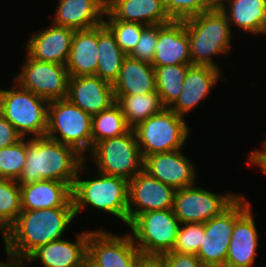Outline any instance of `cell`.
<instances>
[{"label":"cell","mask_w":266,"mask_h":267,"mask_svg":"<svg viewBox=\"0 0 266 267\" xmlns=\"http://www.w3.org/2000/svg\"><path fill=\"white\" fill-rule=\"evenodd\" d=\"M45 136L75 148L80 154L92 151V116L67 98L49 101Z\"/></svg>","instance_id":"6"},{"label":"cell","mask_w":266,"mask_h":267,"mask_svg":"<svg viewBox=\"0 0 266 267\" xmlns=\"http://www.w3.org/2000/svg\"><path fill=\"white\" fill-rule=\"evenodd\" d=\"M106 0H59L53 24L74 30L97 27L104 22Z\"/></svg>","instance_id":"22"},{"label":"cell","mask_w":266,"mask_h":267,"mask_svg":"<svg viewBox=\"0 0 266 267\" xmlns=\"http://www.w3.org/2000/svg\"><path fill=\"white\" fill-rule=\"evenodd\" d=\"M75 217L74 207L22 210L6 231V254L23 262L38 247L62 239Z\"/></svg>","instance_id":"1"},{"label":"cell","mask_w":266,"mask_h":267,"mask_svg":"<svg viewBox=\"0 0 266 267\" xmlns=\"http://www.w3.org/2000/svg\"><path fill=\"white\" fill-rule=\"evenodd\" d=\"M27 152V138L0 149V177L17 180L24 168Z\"/></svg>","instance_id":"34"},{"label":"cell","mask_w":266,"mask_h":267,"mask_svg":"<svg viewBox=\"0 0 266 267\" xmlns=\"http://www.w3.org/2000/svg\"><path fill=\"white\" fill-rule=\"evenodd\" d=\"M75 30L55 24L33 33L25 43L27 55L39 61L66 65Z\"/></svg>","instance_id":"16"},{"label":"cell","mask_w":266,"mask_h":267,"mask_svg":"<svg viewBox=\"0 0 266 267\" xmlns=\"http://www.w3.org/2000/svg\"><path fill=\"white\" fill-rule=\"evenodd\" d=\"M192 64H177L154 67L156 91L165 108H170L178 99L182 85Z\"/></svg>","instance_id":"30"},{"label":"cell","mask_w":266,"mask_h":267,"mask_svg":"<svg viewBox=\"0 0 266 267\" xmlns=\"http://www.w3.org/2000/svg\"><path fill=\"white\" fill-rule=\"evenodd\" d=\"M159 25H148L141 33L133 51L128 55L132 59L152 64L157 45Z\"/></svg>","instance_id":"37"},{"label":"cell","mask_w":266,"mask_h":267,"mask_svg":"<svg viewBox=\"0 0 266 267\" xmlns=\"http://www.w3.org/2000/svg\"><path fill=\"white\" fill-rule=\"evenodd\" d=\"M184 119L170 108H164L134 127L143 159L149 155L183 149L191 132Z\"/></svg>","instance_id":"7"},{"label":"cell","mask_w":266,"mask_h":267,"mask_svg":"<svg viewBox=\"0 0 266 267\" xmlns=\"http://www.w3.org/2000/svg\"><path fill=\"white\" fill-rule=\"evenodd\" d=\"M135 267H164V259L157 255H141Z\"/></svg>","instance_id":"40"},{"label":"cell","mask_w":266,"mask_h":267,"mask_svg":"<svg viewBox=\"0 0 266 267\" xmlns=\"http://www.w3.org/2000/svg\"><path fill=\"white\" fill-rule=\"evenodd\" d=\"M106 11L116 20L145 26L172 21L162 0H106Z\"/></svg>","instance_id":"24"},{"label":"cell","mask_w":266,"mask_h":267,"mask_svg":"<svg viewBox=\"0 0 266 267\" xmlns=\"http://www.w3.org/2000/svg\"><path fill=\"white\" fill-rule=\"evenodd\" d=\"M98 65L96 76L114 84L127 55L118 46L114 35L104 25L98 26Z\"/></svg>","instance_id":"28"},{"label":"cell","mask_w":266,"mask_h":267,"mask_svg":"<svg viewBox=\"0 0 266 267\" xmlns=\"http://www.w3.org/2000/svg\"><path fill=\"white\" fill-rule=\"evenodd\" d=\"M98 26L75 30L66 64L69 77L96 75L98 65Z\"/></svg>","instance_id":"26"},{"label":"cell","mask_w":266,"mask_h":267,"mask_svg":"<svg viewBox=\"0 0 266 267\" xmlns=\"http://www.w3.org/2000/svg\"><path fill=\"white\" fill-rule=\"evenodd\" d=\"M160 256L164 259V267H205L195 254L167 252Z\"/></svg>","instance_id":"38"},{"label":"cell","mask_w":266,"mask_h":267,"mask_svg":"<svg viewBox=\"0 0 266 267\" xmlns=\"http://www.w3.org/2000/svg\"><path fill=\"white\" fill-rule=\"evenodd\" d=\"M196 185L175 192L172 209L181 224H204L221 214L241 195L234 192L216 194Z\"/></svg>","instance_id":"11"},{"label":"cell","mask_w":266,"mask_h":267,"mask_svg":"<svg viewBox=\"0 0 266 267\" xmlns=\"http://www.w3.org/2000/svg\"><path fill=\"white\" fill-rule=\"evenodd\" d=\"M22 138L15 127L0 113V149L14 145Z\"/></svg>","instance_id":"39"},{"label":"cell","mask_w":266,"mask_h":267,"mask_svg":"<svg viewBox=\"0 0 266 267\" xmlns=\"http://www.w3.org/2000/svg\"><path fill=\"white\" fill-rule=\"evenodd\" d=\"M7 255V261H0V267H22L24 266V262L22 261H18L14 258H12L11 256Z\"/></svg>","instance_id":"42"},{"label":"cell","mask_w":266,"mask_h":267,"mask_svg":"<svg viewBox=\"0 0 266 267\" xmlns=\"http://www.w3.org/2000/svg\"><path fill=\"white\" fill-rule=\"evenodd\" d=\"M85 160L80 166L72 187L75 216L88 206L99 212L110 213L128 226L129 181L97 171L95 178L82 179V171H88Z\"/></svg>","instance_id":"3"},{"label":"cell","mask_w":266,"mask_h":267,"mask_svg":"<svg viewBox=\"0 0 266 267\" xmlns=\"http://www.w3.org/2000/svg\"><path fill=\"white\" fill-rule=\"evenodd\" d=\"M0 233L2 235V239H3L4 245H5V252H6L7 251L6 250V230L2 227L1 224H0Z\"/></svg>","instance_id":"43"},{"label":"cell","mask_w":266,"mask_h":267,"mask_svg":"<svg viewBox=\"0 0 266 267\" xmlns=\"http://www.w3.org/2000/svg\"><path fill=\"white\" fill-rule=\"evenodd\" d=\"M89 233L90 231L77 233L74 243L62 238L42 245L23 262L30 265L31 262L40 260L43 267H82L87 261Z\"/></svg>","instance_id":"17"},{"label":"cell","mask_w":266,"mask_h":267,"mask_svg":"<svg viewBox=\"0 0 266 267\" xmlns=\"http://www.w3.org/2000/svg\"><path fill=\"white\" fill-rule=\"evenodd\" d=\"M87 267H94V266L87 260Z\"/></svg>","instance_id":"44"},{"label":"cell","mask_w":266,"mask_h":267,"mask_svg":"<svg viewBox=\"0 0 266 267\" xmlns=\"http://www.w3.org/2000/svg\"><path fill=\"white\" fill-rule=\"evenodd\" d=\"M112 86L114 95H137L156 91L154 66L127 56Z\"/></svg>","instance_id":"27"},{"label":"cell","mask_w":266,"mask_h":267,"mask_svg":"<svg viewBox=\"0 0 266 267\" xmlns=\"http://www.w3.org/2000/svg\"><path fill=\"white\" fill-rule=\"evenodd\" d=\"M176 190L142 170L129 181L128 225L141 213L173 208Z\"/></svg>","instance_id":"14"},{"label":"cell","mask_w":266,"mask_h":267,"mask_svg":"<svg viewBox=\"0 0 266 267\" xmlns=\"http://www.w3.org/2000/svg\"><path fill=\"white\" fill-rule=\"evenodd\" d=\"M103 24L111 31L118 46L127 56L135 48L142 30L146 27L136 22L116 20L107 11L105 12Z\"/></svg>","instance_id":"33"},{"label":"cell","mask_w":266,"mask_h":267,"mask_svg":"<svg viewBox=\"0 0 266 267\" xmlns=\"http://www.w3.org/2000/svg\"><path fill=\"white\" fill-rule=\"evenodd\" d=\"M173 209L139 214L127 227L141 255L160 256L172 251L180 226Z\"/></svg>","instance_id":"9"},{"label":"cell","mask_w":266,"mask_h":267,"mask_svg":"<svg viewBox=\"0 0 266 267\" xmlns=\"http://www.w3.org/2000/svg\"><path fill=\"white\" fill-rule=\"evenodd\" d=\"M98 172L130 181L143 170L142 157L133 129L127 133L97 142L89 153Z\"/></svg>","instance_id":"8"},{"label":"cell","mask_w":266,"mask_h":267,"mask_svg":"<svg viewBox=\"0 0 266 267\" xmlns=\"http://www.w3.org/2000/svg\"><path fill=\"white\" fill-rule=\"evenodd\" d=\"M177 64H191L189 37L184 21L172 20L159 25L152 65L159 67Z\"/></svg>","instance_id":"21"},{"label":"cell","mask_w":266,"mask_h":267,"mask_svg":"<svg viewBox=\"0 0 266 267\" xmlns=\"http://www.w3.org/2000/svg\"><path fill=\"white\" fill-rule=\"evenodd\" d=\"M20 189L22 210L74 207L72 187L68 183L56 180H42L20 185Z\"/></svg>","instance_id":"23"},{"label":"cell","mask_w":266,"mask_h":267,"mask_svg":"<svg viewBox=\"0 0 266 267\" xmlns=\"http://www.w3.org/2000/svg\"><path fill=\"white\" fill-rule=\"evenodd\" d=\"M216 0H165L164 6L171 20L183 21L206 12Z\"/></svg>","instance_id":"36"},{"label":"cell","mask_w":266,"mask_h":267,"mask_svg":"<svg viewBox=\"0 0 266 267\" xmlns=\"http://www.w3.org/2000/svg\"><path fill=\"white\" fill-rule=\"evenodd\" d=\"M215 5L227 17L230 28L236 26L250 35L266 34V0H216Z\"/></svg>","instance_id":"25"},{"label":"cell","mask_w":266,"mask_h":267,"mask_svg":"<svg viewBox=\"0 0 266 267\" xmlns=\"http://www.w3.org/2000/svg\"><path fill=\"white\" fill-rule=\"evenodd\" d=\"M205 236V223L180 224L175 245L170 252L197 255Z\"/></svg>","instance_id":"35"},{"label":"cell","mask_w":266,"mask_h":267,"mask_svg":"<svg viewBox=\"0 0 266 267\" xmlns=\"http://www.w3.org/2000/svg\"><path fill=\"white\" fill-rule=\"evenodd\" d=\"M87 157L75 148L44 137L28 138L24 168L16 180L26 185L42 180H56L73 187L80 166Z\"/></svg>","instance_id":"2"},{"label":"cell","mask_w":266,"mask_h":267,"mask_svg":"<svg viewBox=\"0 0 266 267\" xmlns=\"http://www.w3.org/2000/svg\"><path fill=\"white\" fill-rule=\"evenodd\" d=\"M114 98L131 129L165 108L157 91L137 95H114Z\"/></svg>","instance_id":"29"},{"label":"cell","mask_w":266,"mask_h":267,"mask_svg":"<svg viewBox=\"0 0 266 267\" xmlns=\"http://www.w3.org/2000/svg\"><path fill=\"white\" fill-rule=\"evenodd\" d=\"M12 89H0V113L23 138L44 137L49 101L14 82ZM28 135V136H27Z\"/></svg>","instance_id":"5"},{"label":"cell","mask_w":266,"mask_h":267,"mask_svg":"<svg viewBox=\"0 0 266 267\" xmlns=\"http://www.w3.org/2000/svg\"><path fill=\"white\" fill-rule=\"evenodd\" d=\"M221 75V70L215 67L191 65L186 73L181 94L170 109L183 118L188 116L193 108L206 99Z\"/></svg>","instance_id":"19"},{"label":"cell","mask_w":266,"mask_h":267,"mask_svg":"<svg viewBox=\"0 0 266 267\" xmlns=\"http://www.w3.org/2000/svg\"><path fill=\"white\" fill-rule=\"evenodd\" d=\"M251 206L235 221L225 267H254L259 245Z\"/></svg>","instance_id":"20"},{"label":"cell","mask_w":266,"mask_h":267,"mask_svg":"<svg viewBox=\"0 0 266 267\" xmlns=\"http://www.w3.org/2000/svg\"><path fill=\"white\" fill-rule=\"evenodd\" d=\"M247 163L251 166H259L263 174L266 175V154H249Z\"/></svg>","instance_id":"41"},{"label":"cell","mask_w":266,"mask_h":267,"mask_svg":"<svg viewBox=\"0 0 266 267\" xmlns=\"http://www.w3.org/2000/svg\"><path fill=\"white\" fill-rule=\"evenodd\" d=\"M182 150L145 157L143 170L175 190L197 184L195 164L186 155L184 156Z\"/></svg>","instance_id":"15"},{"label":"cell","mask_w":266,"mask_h":267,"mask_svg":"<svg viewBox=\"0 0 266 267\" xmlns=\"http://www.w3.org/2000/svg\"><path fill=\"white\" fill-rule=\"evenodd\" d=\"M130 129L120 106L115 102L108 109L92 116V149L97 142L121 136Z\"/></svg>","instance_id":"31"},{"label":"cell","mask_w":266,"mask_h":267,"mask_svg":"<svg viewBox=\"0 0 266 267\" xmlns=\"http://www.w3.org/2000/svg\"><path fill=\"white\" fill-rule=\"evenodd\" d=\"M245 199L240 195L221 214L205 222L203 244L196 255L205 267H225L235 221L251 206Z\"/></svg>","instance_id":"10"},{"label":"cell","mask_w":266,"mask_h":267,"mask_svg":"<svg viewBox=\"0 0 266 267\" xmlns=\"http://www.w3.org/2000/svg\"><path fill=\"white\" fill-rule=\"evenodd\" d=\"M183 21L189 37L191 64L212 66L220 70L213 57L229 54L233 30L227 17L215 5Z\"/></svg>","instance_id":"4"},{"label":"cell","mask_w":266,"mask_h":267,"mask_svg":"<svg viewBox=\"0 0 266 267\" xmlns=\"http://www.w3.org/2000/svg\"><path fill=\"white\" fill-rule=\"evenodd\" d=\"M22 69L14 77L22 88L48 101L66 99L69 74L66 65L39 61L25 56Z\"/></svg>","instance_id":"12"},{"label":"cell","mask_w":266,"mask_h":267,"mask_svg":"<svg viewBox=\"0 0 266 267\" xmlns=\"http://www.w3.org/2000/svg\"><path fill=\"white\" fill-rule=\"evenodd\" d=\"M20 198L18 182L0 177V224L6 231L22 211Z\"/></svg>","instance_id":"32"},{"label":"cell","mask_w":266,"mask_h":267,"mask_svg":"<svg viewBox=\"0 0 266 267\" xmlns=\"http://www.w3.org/2000/svg\"><path fill=\"white\" fill-rule=\"evenodd\" d=\"M140 256L130 232L117 235L100 228L89 233L87 260L94 267H135Z\"/></svg>","instance_id":"13"},{"label":"cell","mask_w":266,"mask_h":267,"mask_svg":"<svg viewBox=\"0 0 266 267\" xmlns=\"http://www.w3.org/2000/svg\"><path fill=\"white\" fill-rule=\"evenodd\" d=\"M67 99L91 116L116 102L112 84L96 75L69 77Z\"/></svg>","instance_id":"18"}]
</instances>
